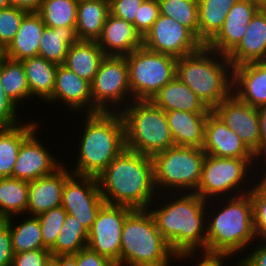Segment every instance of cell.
<instances>
[{
	"mask_svg": "<svg viewBox=\"0 0 266 266\" xmlns=\"http://www.w3.org/2000/svg\"><path fill=\"white\" fill-rule=\"evenodd\" d=\"M232 94L241 102L258 108L266 104V61L232 68Z\"/></svg>",
	"mask_w": 266,
	"mask_h": 266,
	"instance_id": "21",
	"label": "cell"
},
{
	"mask_svg": "<svg viewBox=\"0 0 266 266\" xmlns=\"http://www.w3.org/2000/svg\"><path fill=\"white\" fill-rule=\"evenodd\" d=\"M208 114L179 110L165 111L174 145L202 148Z\"/></svg>",
	"mask_w": 266,
	"mask_h": 266,
	"instance_id": "24",
	"label": "cell"
},
{
	"mask_svg": "<svg viewBox=\"0 0 266 266\" xmlns=\"http://www.w3.org/2000/svg\"><path fill=\"white\" fill-rule=\"evenodd\" d=\"M205 157L202 148L175 145L155 154L152 159L157 194L195 192Z\"/></svg>",
	"mask_w": 266,
	"mask_h": 266,
	"instance_id": "9",
	"label": "cell"
},
{
	"mask_svg": "<svg viewBox=\"0 0 266 266\" xmlns=\"http://www.w3.org/2000/svg\"><path fill=\"white\" fill-rule=\"evenodd\" d=\"M257 3L259 9L266 10V0H254Z\"/></svg>",
	"mask_w": 266,
	"mask_h": 266,
	"instance_id": "54",
	"label": "cell"
},
{
	"mask_svg": "<svg viewBox=\"0 0 266 266\" xmlns=\"http://www.w3.org/2000/svg\"><path fill=\"white\" fill-rule=\"evenodd\" d=\"M27 13V11L13 5L0 9V48L2 50L13 40Z\"/></svg>",
	"mask_w": 266,
	"mask_h": 266,
	"instance_id": "41",
	"label": "cell"
},
{
	"mask_svg": "<svg viewBox=\"0 0 266 266\" xmlns=\"http://www.w3.org/2000/svg\"><path fill=\"white\" fill-rule=\"evenodd\" d=\"M37 12H28L10 44L3 50L4 56L15 61L38 56L42 32L45 28Z\"/></svg>",
	"mask_w": 266,
	"mask_h": 266,
	"instance_id": "25",
	"label": "cell"
},
{
	"mask_svg": "<svg viewBox=\"0 0 266 266\" xmlns=\"http://www.w3.org/2000/svg\"><path fill=\"white\" fill-rule=\"evenodd\" d=\"M13 6L27 12H38L42 0H10Z\"/></svg>",
	"mask_w": 266,
	"mask_h": 266,
	"instance_id": "51",
	"label": "cell"
},
{
	"mask_svg": "<svg viewBox=\"0 0 266 266\" xmlns=\"http://www.w3.org/2000/svg\"><path fill=\"white\" fill-rule=\"evenodd\" d=\"M249 249L250 251L248 252ZM248 250L246 251L247 253L246 255L243 254L242 257L239 256V258L247 266H266V242L265 241H263L262 239H257L256 242H254L250 247H248Z\"/></svg>",
	"mask_w": 266,
	"mask_h": 266,
	"instance_id": "49",
	"label": "cell"
},
{
	"mask_svg": "<svg viewBox=\"0 0 266 266\" xmlns=\"http://www.w3.org/2000/svg\"><path fill=\"white\" fill-rule=\"evenodd\" d=\"M262 240L266 242V235L262 238Z\"/></svg>",
	"mask_w": 266,
	"mask_h": 266,
	"instance_id": "58",
	"label": "cell"
},
{
	"mask_svg": "<svg viewBox=\"0 0 266 266\" xmlns=\"http://www.w3.org/2000/svg\"><path fill=\"white\" fill-rule=\"evenodd\" d=\"M160 14L158 0H144L134 18L136 31L142 38L151 30Z\"/></svg>",
	"mask_w": 266,
	"mask_h": 266,
	"instance_id": "42",
	"label": "cell"
},
{
	"mask_svg": "<svg viewBox=\"0 0 266 266\" xmlns=\"http://www.w3.org/2000/svg\"><path fill=\"white\" fill-rule=\"evenodd\" d=\"M41 36L38 56L57 65L64 63L68 47L79 41L75 26L45 27Z\"/></svg>",
	"mask_w": 266,
	"mask_h": 266,
	"instance_id": "32",
	"label": "cell"
},
{
	"mask_svg": "<svg viewBox=\"0 0 266 266\" xmlns=\"http://www.w3.org/2000/svg\"><path fill=\"white\" fill-rule=\"evenodd\" d=\"M40 127L38 126L22 142L12 170L13 178L31 182L54 173L64 164L63 159H58L52 155L51 150H49L51 147H45L40 132H37L41 130Z\"/></svg>",
	"mask_w": 266,
	"mask_h": 266,
	"instance_id": "15",
	"label": "cell"
},
{
	"mask_svg": "<svg viewBox=\"0 0 266 266\" xmlns=\"http://www.w3.org/2000/svg\"><path fill=\"white\" fill-rule=\"evenodd\" d=\"M5 221L10 229L11 243L14 253L36 249H47L43 244L40 223L36 216L24 214L10 217L5 219Z\"/></svg>",
	"mask_w": 266,
	"mask_h": 266,
	"instance_id": "33",
	"label": "cell"
},
{
	"mask_svg": "<svg viewBox=\"0 0 266 266\" xmlns=\"http://www.w3.org/2000/svg\"><path fill=\"white\" fill-rule=\"evenodd\" d=\"M4 57V53H3V50H0V61L1 59Z\"/></svg>",
	"mask_w": 266,
	"mask_h": 266,
	"instance_id": "57",
	"label": "cell"
},
{
	"mask_svg": "<svg viewBox=\"0 0 266 266\" xmlns=\"http://www.w3.org/2000/svg\"><path fill=\"white\" fill-rule=\"evenodd\" d=\"M66 214L64 208L59 206L36 216L40 223L43 244L47 249L55 244Z\"/></svg>",
	"mask_w": 266,
	"mask_h": 266,
	"instance_id": "40",
	"label": "cell"
},
{
	"mask_svg": "<svg viewBox=\"0 0 266 266\" xmlns=\"http://www.w3.org/2000/svg\"><path fill=\"white\" fill-rule=\"evenodd\" d=\"M109 13V0L78 2L75 29L79 41H97Z\"/></svg>",
	"mask_w": 266,
	"mask_h": 266,
	"instance_id": "30",
	"label": "cell"
},
{
	"mask_svg": "<svg viewBox=\"0 0 266 266\" xmlns=\"http://www.w3.org/2000/svg\"><path fill=\"white\" fill-rule=\"evenodd\" d=\"M198 40L207 45L222 29L230 8L240 0H197Z\"/></svg>",
	"mask_w": 266,
	"mask_h": 266,
	"instance_id": "31",
	"label": "cell"
},
{
	"mask_svg": "<svg viewBox=\"0 0 266 266\" xmlns=\"http://www.w3.org/2000/svg\"><path fill=\"white\" fill-rule=\"evenodd\" d=\"M258 10L254 0L236 2L227 13L222 29L206 46L227 56L244 37L250 20Z\"/></svg>",
	"mask_w": 266,
	"mask_h": 266,
	"instance_id": "19",
	"label": "cell"
},
{
	"mask_svg": "<svg viewBox=\"0 0 266 266\" xmlns=\"http://www.w3.org/2000/svg\"><path fill=\"white\" fill-rule=\"evenodd\" d=\"M256 240L249 192L207 201L206 253L237 259Z\"/></svg>",
	"mask_w": 266,
	"mask_h": 266,
	"instance_id": "4",
	"label": "cell"
},
{
	"mask_svg": "<svg viewBox=\"0 0 266 266\" xmlns=\"http://www.w3.org/2000/svg\"><path fill=\"white\" fill-rule=\"evenodd\" d=\"M47 102L52 108L55 102L57 109H65L63 106H66V109L69 108V114L73 116H75L74 114H82V111L83 114L98 113L93 108L90 83L78 77L63 64L58 65L53 94L44 105H46ZM57 103H63V105L58 104V107ZM60 106H62V108H60Z\"/></svg>",
	"mask_w": 266,
	"mask_h": 266,
	"instance_id": "17",
	"label": "cell"
},
{
	"mask_svg": "<svg viewBox=\"0 0 266 266\" xmlns=\"http://www.w3.org/2000/svg\"><path fill=\"white\" fill-rule=\"evenodd\" d=\"M59 266H77L74 255H58Z\"/></svg>",
	"mask_w": 266,
	"mask_h": 266,
	"instance_id": "52",
	"label": "cell"
},
{
	"mask_svg": "<svg viewBox=\"0 0 266 266\" xmlns=\"http://www.w3.org/2000/svg\"><path fill=\"white\" fill-rule=\"evenodd\" d=\"M120 114L128 150L153 157L174 146L165 111L151 100H133Z\"/></svg>",
	"mask_w": 266,
	"mask_h": 266,
	"instance_id": "7",
	"label": "cell"
},
{
	"mask_svg": "<svg viewBox=\"0 0 266 266\" xmlns=\"http://www.w3.org/2000/svg\"><path fill=\"white\" fill-rule=\"evenodd\" d=\"M104 204L97 177L72 174L65 181L61 206L87 231L91 229Z\"/></svg>",
	"mask_w": 266,
	"mask_h": 266,
	"instance_id": "13",
	"label": "cell"
},
{
	"mask_svg": "<svg viewBox=\"0 0 266 266\" xmlns=\"http://www.w3.org/2000/svg\"><path fill=\"white\" fill-rule=\"evenodd\" d=\"M78 117L83 119V125L78 129L74 146L77 161L72 160L74 167L69 161L66 165H70L67 167L75 175L98 177L126 148L124 121L120 112L86 113Z\"/></svg>",
	"mask_w": 266,
	"mask_h": 266,
	"instance_id": "3",
	"label": "cell"
},
{
	"mask_svg": "<svg viewBox=\"0 0 266 266\" xmlns=\"http://www.w3.org/2000/svg\"><path fill=\"white\" fill-rule=\"evenodd\" d=\"M232 68L226 55L203 45L198 51L177 58L176 77L213 110L232 94Z\"/></svg>",
	"mask_w": 266,
	"mask_h": 266,
	"instance_id": "5",
	"label": "cell"
},
{
	"mask_svg": "<svg viewBox=\"0 0 266 266\" xmlns=\"http://www.w3.org/2000/svg\"><path fill=\"white\" fill-rule=\"evenodd\" d=\"M173 260L177 262V254L157 229L150 211L133 209L122 229L120 266H172Z\"/></svg>",
	"mask_w": 266,
	"mask_h": 266,
	"instance_id": "6",
	"label": "cell"
},
{
	"mask_svg": "<svg viewBox=\"0 0 266 266\" xmlns=\"http://www.w3.org/2000/svg\"><path fill=\"white\" fill-rule=\"evenodd\" d=\"M20 119V107L6 94L0 82V127L17 126L25 121Z\"/></svg>",
	"mask_w": 266,
	"mask_h": 266,
	"instance_id": "43",
	"label": "cell"
},
{
	"mask_svg": "<svg viewBox=\"0 0 266 266\" xmlns=\"http://www.w3.org/2000/svg\"><path fill=\"white\" fill-rule=\"evenodd\" d=\"M88 231L72 215L66 214L55 244L49 249L51 255H74L87 247Z\"/></svg>",
	"mask_w": 266,
	"mask_h": 266,
	"instance_id": "36",
	"label": "cell"
},
{
	"mask_svg": "<svg viewBox=\"0 0 266 266\" xmlns=\"http://www.w3.org/2000/svg\"><path fill=\"white\" fill-rule=\"evenodd\" d=\"M44 266H59L58 256L51 255Z\"/></svg>",
	"mask_w": 266,
	"mask_h": 266,
	"instance_id": "53",
	"label": "cell"
},
{
	"mask_svg": "<svg viewBox=\"0 0 266 266\" xmlns=\"http://www.w3.org/2000/svg\"><path fill=\"white\" fill-rule=\"evenodd\" d=\"M201 255V256H199ZM196 259V263L194 265L196 266H225L226 262L228 266L230 263L229 260L234 258L232 255L227 254H211L206 252H185L182 254L177 255V261H183L186 262V260H191L192 258ZM195 257V258H194ZM233 257V258H232ZM198 259V260H197ZM227 260V261H226Z\"/></svg>",
	"mask_w": 266,
	"mask_h": 266,
	"instance_id": "44",
	"label": "cell"
},
{
	"mask_svg": "<svg viewBox=\"0 0 266 266\" xmlns=\"http://www.w3.org/2000/svg\"><path fill=\"white\" fill-rule=\"evenodd\" d=\"M30 89L31 101L46 102L53 94L58 65L43 57L35 56L21 60ZM34 97V98H33Z\"/></svg>",
	"mask_w": 266,
	"mask_h": 266,
	"instance_id": "27",
	"label": "cell"
},
{
	"mask_svg": "<svg viewBox=\"0 0 266 266\" xmlns=\"http://www.w3.org/2000/svg\"><path fill=\"white\" fill-rule=\"evenodd\" d=\"M97 43L105 56H127L143 46V38L132 23L109 13Z\"/></svg>",
	"mask_w": 266,
	"mask_h": 266,
	"instance_id": "22",
	"label": "cell"
},
{
	"mask_svg": "<svg viewBox=\"0 0 266 266\" xmlns=\"http://www.w3.org/2000/svg\"><path fill=\"white\" fill-rule=\"evenodd\" d=\"M72 174L64 161L54 173L29 182L27 215L37 216L61 206L65 181Z\"/></svg>",
	"mask_w": 266,
	"mask_h": 266,
	"instance_id": "20",
	"label": "cell"
},
{
	"mask_svg": "<svg viewBox=\"0 0 266 266\" xmlns=\"http://www.w3.org/2000/svg\"><path fill=\"white\" fill-rule=\"evenodd\" d=\"M143 46L179 58L198 51L203 44L178 21L159 14L151 30L144 36Z\"/></svg>",
	"mask_w": 266,
	"mask_h": 266,
	"instance_id": "14",
	"label": "cell"
},
{
	"mask_svg": "<svg viewBox=\"0 0 266 266\" xmlns=\"http://www.w3.org/2000/svg\"><path fill=\"white\" fill-rule=\"evenodd\" d=\"M160 14L173 18L188 28L198 39L197 0H158Z\"/></svg>",
	"mask_w": 266,
	"mask_h": 266,
	"instance_id": "38",
	"label": "cell"
},
{
	"mask_svg": "<svg viewBox=\"0 0 266 266\" xmlns=\"http://www.w3.org/2000/svg\"><path fill=\"white\" fill-rule=\"evenodd\" d=\"M90 85L97 112H121L133 101L126 56H105Z\"/></svg>",
	"mask_w": 266,
	"mask_h": 266,
	"instance_id": "11",
	"label": "cell"
},
{
	"mask_svg": "<svg viewBox=\"0 0 266 266\" xmlns=\"http://www.w3.org/2000/svg\"><path fill=\"white\" fill-rule=\"evenodd\" d=\"M202 150L219 158H257L238 134L229 129L213 111L208 114L205 123Z\"/></svg>",
	"mask_w": 266,
	"mask_h": 266,
	"instance_id": "18",
	"label": "cell"
},
{
	"mask_svg": "<svg viewBox=\"0 0 266 266\" xmlns=\"http://www.w3.org/2000/svg\"><path fill=\"white\" fill-rule=\"evenodd\" d=\"M232 67L266 61V10L259 9L250 20L244 37L227 55Z\"/></svg>",
	"mask_w": 266,
	"mask_h": 266,
	"instance_id": "23",
	"label": "cell"
},
{
	"mask_svg": "<svg viewBox=\"0 0 266 266\" xmlns=\"http://www.w3.org/2000/svg\"><path fill=\"white\" fill-rule=\"evenodd\" d=\"M29 182L0 177V220L27 215Z\"/></svg>",
	"mask_w": 266,
	"mask_h": 266,
	"instance_id": "35",
	"label": "cell"
},
{
	"mask_svg": "<svg viewBox=\"0 0 266 266\" xmlns=\"http://www.w3.org/2000/svg\"><path fill=\"white\" fill-rule=\"evenodd\" d=\"M258 160V158H219L206 154L201 180L195 193L202 199L210 201L250 192L254 186L257 168L264 166V164L259 165L261 161Z\"/></svg>",
	"mask_w": 266,
	"mask_h": 266,
	"instance_id": "8",
	"label": "cell"
},
{
	"mask_svg": "<svg viewBox=\"0 0 266 266\" xmlns=\"http://www.w3.org/2000/svg\"><path fill=\"white\" fill-rule=\"evenodd\" d=\"M0 82L6 94L19 107L28 106L26 105L28 101L32 107L30 89L21 61L11 60L4 56L0 61Z\"/></svg>",
	"mask_w": 266,
	"mask_h": 266,
	"instance_id": "34",
	"label": "cell"
},
{
	"mask_svg": "<svg viewBox=\"0 0 266 266\" xmlns=\"http://www.w3.org/2000/svg\"><path fill=\"white\" fill-rule=\"evenodd\" d=\"M234 261L236 262V265L233 266H247L239 257L237 258V261L234 258Z\"/></svg>",
	"mask_w": 266,
	"mask_h": 266,
	"instance_id": "56",
	"label": "cell"
},
{
	"mask_svg": "<svg viewBox=\"0 0 266 266\" xmlns=\"http://www.w3.org/2000/svg\"><path fill=\"white\" fill-rule=\"evenodd\" d=\"M11 1L10 0H0V9L6 8L11 6Z\"/></svg>",
	"mask_w": 266,
	"mask_h": 266,
	"instance_id": "55",
	"label": "cell"
},
{
	"mask_svg": "<svg viewBox=\"0 0 266 266\" xmlns=\"http://www.w3.org/2000/svg\"><path fill=\"white\" fill-rule=\"evenodd\" d=\"M104 57L97 41H78L68 47L63 65L91 84Z\"/></svg>",
	"mask_w": 266,
	"mask_h": 266,
	"instance_id": "28",
	"label": "cell"
},
{
	"mask_svg": "<svg viewBox=\"0 0 266 266\" xmlns=\"http://www.w3.org/2000/svg\"><path fill=\"white\" fill-rule=\"evenodd\" d=\"M148 210L157 229L177 255L206 252L207 201L198 194L160 193Z\"/></svg>",
	"mask_w": 266,
	"mask_h": 266,
	"instance_id": "1",
	"label": "cell"
},
{
	"mask_svg": "<svg viewBox=\"0 0 266 266\" xmlns=\"http://www.w3.org/2000/svg\"><path fill=\"white\" fill-rule=\"evenodd\" d=\"M151 101L164 111H185L192 113H210L202 100L177 77L162 87Z\"/></svg>",
	"mask_w": 266,
	"mask_h": 266,
	"instance_id": "26",
	"label": "cell"
},
{
	"mask_svg": "<svg viewBox=\"0 0 266 266\" xmlns=\"http://www.w3.org/2000/svg\"><path fill=\"white\" fill-rule=\"evenodd\" d=\"M260 170H257L254 186L249 192L253 205L254 232L257 239H262L266 235V164Z\"/></svg>",
	"mask_w": 266,
	"mask_h": 266,
	"instance_id": "39",
	"label": "cell"
},
{
	"mask_svg": "<svg viewBox=\"0 0 266 266\" xmlns=\"http://www.w3.org/2000/svg\"><path fill=\"white\" fill-rule=\"evenodd\" d=\"M260 133V164H266V104L257 108Z\"/></svg>",
	"mask_w": 266,
	"mask_h": 266,
	"instance_id": "50",
	"label": "cell"
},
{
	"mask_svg": "<svg viewBox=\"0 0 266 266\" xmlns=\"http://www.w3.org/2000/svg\"><path fill=\"white\" fill-rule=\"evenodd\" d=\"M51 256L49 249H36L14 253L11 266H44Z\"/></svg>",
	"mask_w": 266,
	"mask_h": 266,
	"instance_id": "46",
	"label": "cell"
},
{
	"mask_svg": "<svg viewBox=\"0 0 266 266\" xmlns=\"http://www.w3.org/2000/svg\"><path fill=\"white\" fill-rule=\"evenodd\" d=\"M77 8L75 0H42L37 13L48 28L75 26Z\"/></svg>",
	"mask_w": 266,
	"mask_h": 266,
	"instance_id": "37",
	"label": "cell"
},
{
	"mask_svg": "<svg viewBox=\"0 0 266 266\" xmlns=\"http://www.w3.org/2000/svg\"><path fill=\"white\" fill-rule=\"evenodd\" d=\"M13 256L9 226L5 220H0V266H11Z\"/></svg>",
	"mask_w": 266,
	"mask_h": 266,
	"instance_id": "47",
	"label": "cell"
},
{
	"mask_svg": "<svg viewBox=\"0 0 266 266\" xmlns=\"http://www.w3.org/2000/svg\"><path fill=\"white\" fill-rule=\"evenodd\" d=\"M106 204L148 209L155 200L153 159L125 148L97 177Z\"/></svg>",
	"mask_w": 266,
	"mask_h": 266,
	"instance_id": "2",
	"label": "cell"
},
{
	"mask_svg": "<svg viewBox=\"0 0 266 266\" xmlns=\"http://www.w3.org/2000/svg\"><path fill=\"white\" fill-rule=\"evenodd\" d=\"M77 266H116L107 257L90 250L88 247L74 254Z\"/></svg>",
	"mask_w": 266,
	"mask_h": 266,
	"instance_id": "48",
	"label": "cell"
},
{
	"mask_svg": "<svg viewBox=\"0 0 266 266\" xmlns=\"http://www.w3.org/2000/svg\"><path fill=\"white\" fill-rule=\"evenodd\" d=\"M144 0H109L110 14L134 25V18Z\"/></svg>",
	"mask_w": 266,
	"mask_h": 266,
	"instance_id": "45",
	"label": "cell"
},
{
	"mask_svg": "<svg viewBox=\"0 0 266 266\" xmlns=\"http://www.w3.org/2000/svg\"><path fill=\"white\" fill-rule=\"evenodd\" d=\"M260 161L259 115L257 108L238 100L233 94L212 110Z\"/></svg>",
	"mask_w": 266,
	"mask_h": 266,
	"instance_id": "16",
	"label": "cell"
},
{
	"mask_svg": "<svg viewBox=\"0 0 266 266\" xmlns=\"http://www.w3.org/2000/svg\"><path fill=\"white\" fill-rule=\"evenodd\" d=\"M132 210L125 205L105 203L88 231L87 247L120 266L122 229L127 215Z\"/></svg>",
	"mask_w": 266,
	"mask_h": 266,
	"instance_id": "12",
	"label": "cell"
},
{
	"mask_svg": "<svg viewBox=\"0 0 266 266\" xmlns=\"http://www.w3.org/2000/svg\"><path fill=\"white\" fill-rule=\"evenodd\" d=\"M37 121L28 118L17 126L0 127V177H12L20 146L40 125Z\"/></svg>",
	"mask_w": 266,
	"mask_h": 266,
	"instance_id": "29",
	"label": "cell"
},
{
	"mask_svg": "<svg viewBox=\"0 0 266 266\" xmlns=\"http://www.w3.org/2000/svg\"><path fill=\"white\" fill-rule=\"evenodd\" d=\"M133 100H151L176 77L177 58L148 50L144 46L126 56Z\"/></svg>",
	"mask_w": 266,
	"mask_h": 266,
	"instance_id": "10",
	"label": "cell"
}]
</instances>
